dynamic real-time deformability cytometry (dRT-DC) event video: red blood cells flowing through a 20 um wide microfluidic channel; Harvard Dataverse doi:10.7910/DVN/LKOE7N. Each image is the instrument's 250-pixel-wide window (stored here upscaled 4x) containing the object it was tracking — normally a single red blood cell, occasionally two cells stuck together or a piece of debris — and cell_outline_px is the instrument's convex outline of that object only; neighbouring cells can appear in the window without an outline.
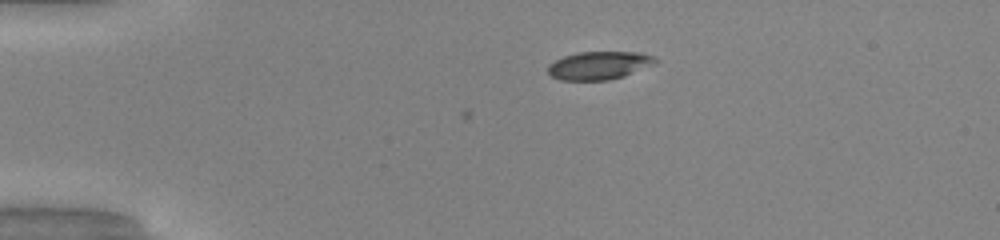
{"species": "common noctule bat (a hibernating species)", "species_latin": "Nyctalus noctula", "temperature_condition": "warm", "stored_images_in_passage": 3, "camera_frame_rate_fps": 3000, "um_per_image_px": 0.085, "animal": {"sex": "male", "body_mass_g": 20.0, "forearm_length_mm": 53.3}, "frame": {"image": 1, "passage_image": 1, "time_ms": 0.0, "image_size_px": [1000, 240], "cell_outline_px": [[660, 60], [656, 64], [624, 76], [608, 80], [560, 80], [552, 76], [548, 72], [548, 64], [564, 56], [576, 52], [640, 52], [656, 56]], "centroid_in_image_um": [50.98, 5.55], "position_along_channel_um": 34.0, "area_um2": 17.8}}